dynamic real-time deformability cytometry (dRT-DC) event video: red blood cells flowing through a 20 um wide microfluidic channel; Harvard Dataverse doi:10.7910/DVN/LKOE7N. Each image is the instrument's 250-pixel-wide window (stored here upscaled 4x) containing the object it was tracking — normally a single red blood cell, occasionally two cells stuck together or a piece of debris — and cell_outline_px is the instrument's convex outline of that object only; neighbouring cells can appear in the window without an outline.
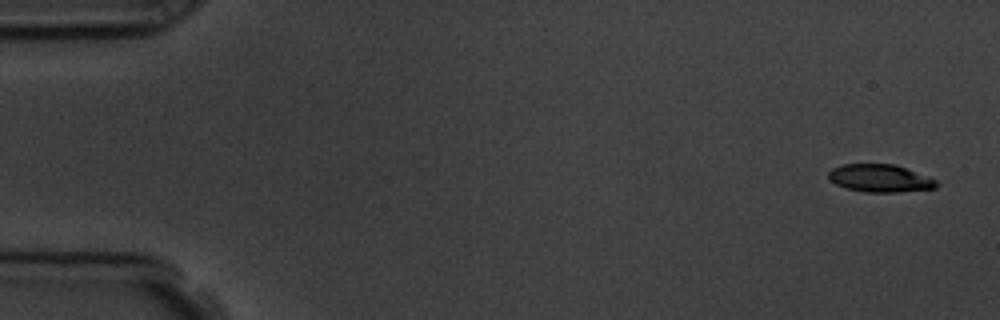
{"species": "common noctule bat (a hibernating species)", "species_latin": "Nyctalus noctula", "temperature_condition": "room temperature", "stored_images_in_passage": 5, "camera_frame_rate_fps": 3000, "um_per_image_px": 0.085, "animal": {"sex": "male", "body_mass_g": 19.5, "forearm_length_mm": 54.6}, "frame": {"image": 1, "passage_image": 1, "time_ms": 0.0, "image_size_px": [1000, 320], "cell_outline_px": [[940, 184], [936, 188], [896, 192], [864, 192], [844, 188], [828, 180], [828, 172], [832, 168], [844, 164], [896, 164], [936, 180]], "centroid_in_image_um": [74.77, 15.15], "position_along_channel_um": 10.2, "area_um2": 17.51}}